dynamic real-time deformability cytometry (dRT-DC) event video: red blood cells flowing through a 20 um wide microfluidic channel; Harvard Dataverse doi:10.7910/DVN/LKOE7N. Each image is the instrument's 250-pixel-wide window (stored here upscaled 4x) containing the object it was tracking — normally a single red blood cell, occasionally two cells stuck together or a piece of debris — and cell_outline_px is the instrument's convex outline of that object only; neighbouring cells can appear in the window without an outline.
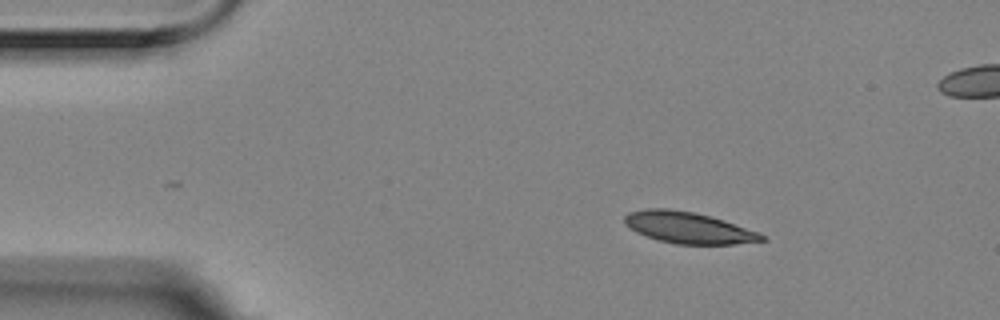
{"species": "Egyptian fruit bat (a non-hibernating species)", "species_latin": "Rousettus aegyptiacus", "temperature_condition": "room temperature", "stored_images_in_passage": 2, "camera_frame_rate_fps": 3000, "um_per_image_px": 0.085, "animal": {"sex": "female"}, "frame": {"image": 1, "passage_image": 2, "time_ms": 0.333, "image_size_px": [1000, 320], "cell_outline_px": [[768, 240], [736, 244], [676, 244], [660, 240], [636, 232], [624, 224], [624, 216], [628, 212], [644, 208], [668, 208], [692, 212], [724, 220], [760, 232]], "centroid_in_image_um": [58.51, 19.35], "position_along_channel_um": 26.5, "area_um2": 25.09}}